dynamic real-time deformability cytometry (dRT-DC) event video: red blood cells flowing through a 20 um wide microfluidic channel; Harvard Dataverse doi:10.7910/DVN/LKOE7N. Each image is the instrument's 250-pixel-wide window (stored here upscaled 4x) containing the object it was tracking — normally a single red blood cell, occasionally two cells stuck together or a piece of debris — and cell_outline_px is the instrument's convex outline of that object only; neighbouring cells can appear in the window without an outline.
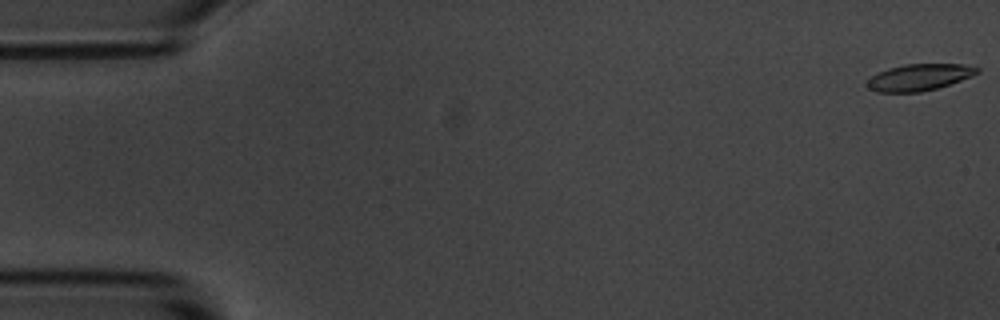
{"species": "common noctule bat (a hibernating species)", "species_latin": "Nyctalus noctula", "temperature_condition": "room temperature", "stored_images_in_passage": 56, "camera_frame_rate_fps": 3000, "um_per_image_px": 0.085, "animal": {"sex": "male", "body_mass_g": 20.1, "forearm_length_mm": 53.5}, "frame": {"image": 1, "passage_image": 1, "time_ms": 0.0, "image_size_px": [1000, 320], "cell_outline_px": [[980, 72], [972, 76], [936, 88], [920, 92], [876, 92], [868, 88], [864, 84], [872, 76], [888, 68], [904, 64], [964, 64], [980, 68]], "centroid_in_image_um": [78.12, 6.56], "position_along_channel_um": 6.9, "area_um2": 16.99}}
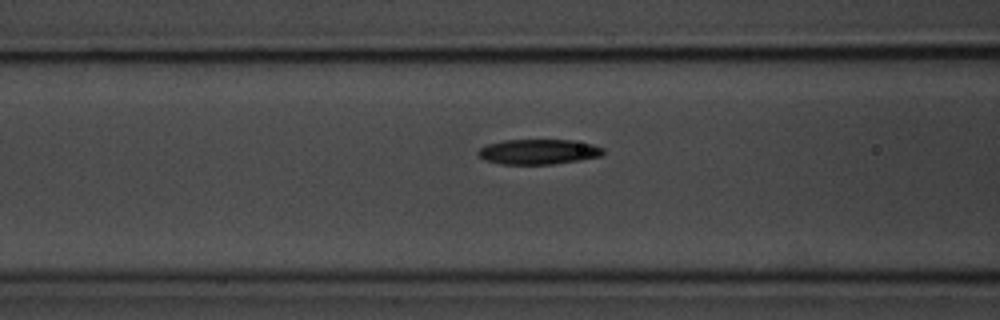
{"frame": {"image": 2, "passage_image": 22, "time_ms": 7.0, "image_size_px": [1000, 320], "cell_outline_px": [[604, 156], [556, 164], [500, 164], [484, 160], [476, 156], [476, 152], [480, 148], [488, 144], [504, 140], [572, 140], [592, 144], [604, 148]], "centroid_in_image_um": [45.77, 12.91], "position_along_channel_um": 120.8, "area_um2": 18.55}}
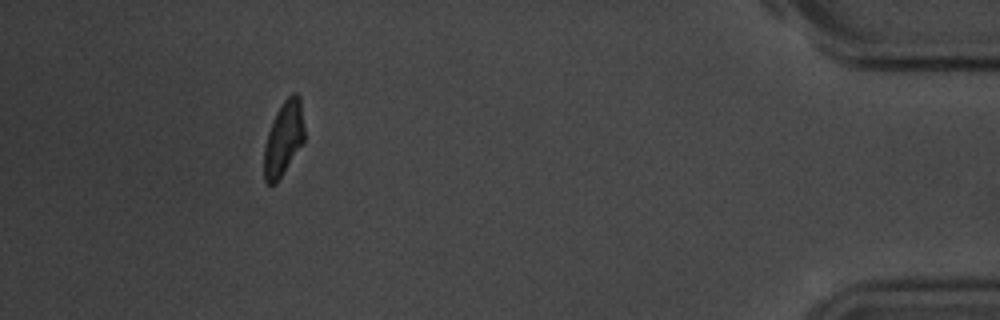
{"frame": {"image": 3, "passage_image": 51, "time_ms": 16.667, "image_size_px": [1000, 320], "cell_outline_px": [[304, 144], [276, 184], [268, 184], [264, 180], [264, 144], [268, 132], [276, 112], [284, 100], [292, 92], [296, 92], [300, 96], [304, 128]], "centroid_in_image_um": [24.12, 11.79], "position_along_channel_um": 411.1, "area_um2": 17.74}, "authors_computed_cell_mechanics": {"area_um2": 18.5538, "velocity_mm_per_s": 3.6253, "shape_relaxation_time_tau1_ms": 4.2415, "shape_relaxation_time_tau2_ms": 7.1259, "deformation_change_tau1": 0.1589, "deformation_change_tau2": 0.1454}}